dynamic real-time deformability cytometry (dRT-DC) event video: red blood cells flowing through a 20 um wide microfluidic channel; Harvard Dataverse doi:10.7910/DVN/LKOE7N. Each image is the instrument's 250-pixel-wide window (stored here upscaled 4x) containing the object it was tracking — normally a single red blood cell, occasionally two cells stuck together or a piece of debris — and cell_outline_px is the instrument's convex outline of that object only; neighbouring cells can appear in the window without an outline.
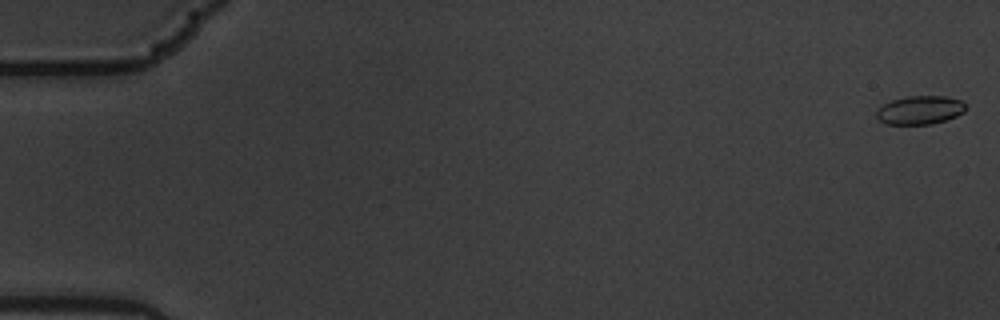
{"species": "common noctule bat (a hibernating species)", "species_latin": "Nyctalus noctula", "temperature_condition": "warm", "stored_images_in_passage": 6, "segment_of_instrument_passage": [1, 2], "camera_frame_rate_fps": 3000, "um_per_image_px": 0.085, "animal": {"sex": "male", "body_mass_g": 19.5, "forearm_length_mm": 54.6}, "frame": {"image": 1, "passage_image": 1, "time_ms": 0.0, "image_size_px": [1000, 320], "cell_outline_px": [[964, 112], [956, 116], [932, 124], [884, 124], [876, 116], [876, 112], [884, 104], [892, 100], [908, 96], [944, 96], [960, 100], [964, 104]], "centroid_in_image_um": [78.18, 9.36], "position_along_channel_um": 6.8, "area_um2": 14.62}}